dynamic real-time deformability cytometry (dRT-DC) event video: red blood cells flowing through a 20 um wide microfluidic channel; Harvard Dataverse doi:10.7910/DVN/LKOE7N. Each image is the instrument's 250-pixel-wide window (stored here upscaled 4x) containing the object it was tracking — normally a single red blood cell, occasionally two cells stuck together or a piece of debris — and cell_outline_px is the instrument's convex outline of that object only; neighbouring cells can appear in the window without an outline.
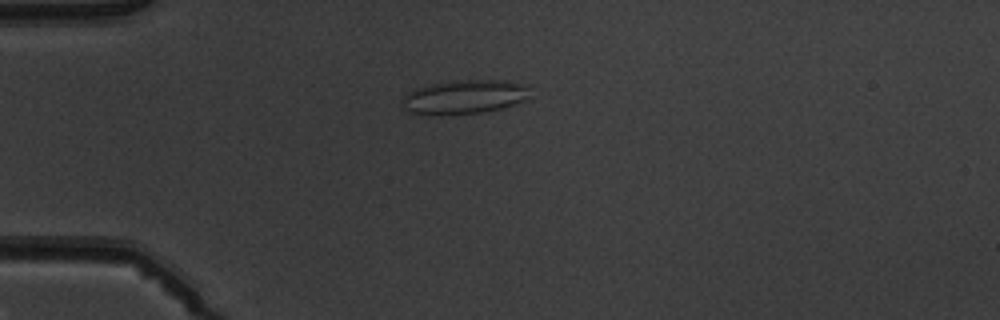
{"species": "common noctule bat (a hibernating species)", "species_latin": "Nyctalus noctula", "temperature_condition": "warm", "stored_images_in_passage": 6, "camera_frame_rate_fps": 3000, "um_per_image_px": 0.085, "animal": {"sex": "male", "body_mass_g": 19.5, "forearm_length_mm": 54.6}, "frame": {"image": 1, "passage_image": 4, "time_ms": 4.333, "image_size_px": [1000, 320], "cell_outline_px": [[528, 96], [524, 100], [500, 108], [484, 112], [440, 116], [424, 116], [408, 112], [404, 108], [400, 100], [408, 92], [416, 88], [432, 84], [460, 80], [504, 80], [528, 84]], "centroid_in_image_um": [39.4, 8.26], "position_along_channel_um": 45.6, "area_um2": 25.66}}
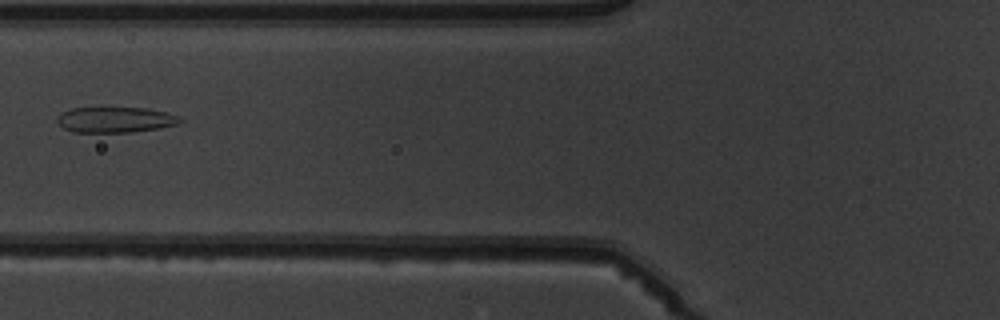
{"frame": {"image": 2, "passage_image": 6, "time_ms": 6.667, "image_size_px": [1000, 320], "cell_outline_px": [[184, 120], [180, 124], [160, 128], [132, 132], [72, 132], [64, 128], [56, 120], [56, 116], [60, 112], [72, 108], [148, 108], [168, 112]], "centroid_in_image_um": [9.81, 10.18], "position_along_channel_um": 116.0, "area_um2": 18.5}}